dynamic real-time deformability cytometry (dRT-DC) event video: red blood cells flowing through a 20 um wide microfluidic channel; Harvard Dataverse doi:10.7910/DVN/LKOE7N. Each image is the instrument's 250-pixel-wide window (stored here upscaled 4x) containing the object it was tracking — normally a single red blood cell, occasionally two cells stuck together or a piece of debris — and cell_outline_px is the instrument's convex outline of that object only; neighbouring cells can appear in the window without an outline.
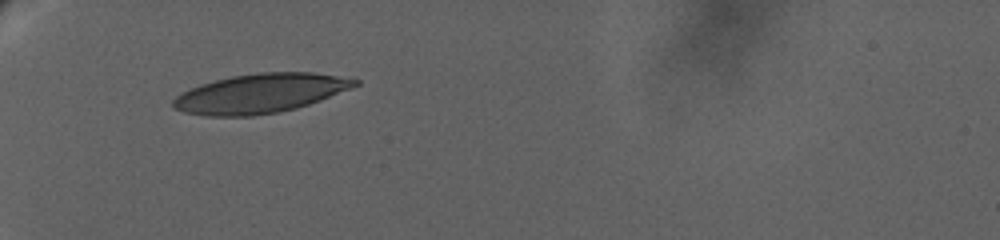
{"species": "human", "species_latin": "Homo sapiens", "temperature_condition": "warm", "stored_images_in_passage": 50, "camera_frame_rate_fps": 3000, "um_per_image_px": 0.085, "donor": {"sex": "female"}, "frame": {"image": 1, "passage_image": 1, "time_ms": 0.0, "image_size_px": [1000, 240], "cell_outline_px": [[360, 84], [320, 100], [296, 108], [280, 112], [252, 116], [204, 116], [184, 112], [172, 108], [172, 100], [180, 92], [200, 84], [232, 76], [256, 72], [312, 72], [360, 80]], "centroid_in_image_um": [22.06, 7.94], "position_along_channel_um": 62.9, "area_um2": 41.56}}
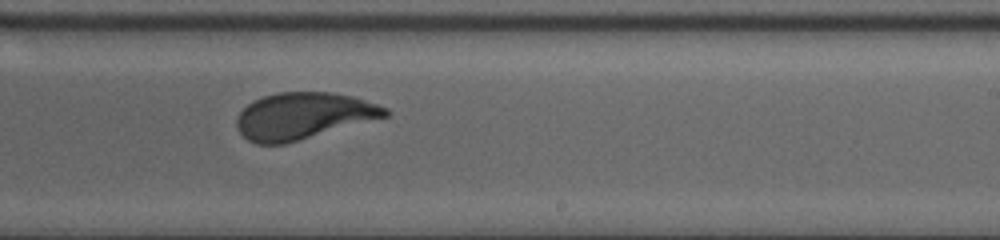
{"frame": {"image": 2, "passage_image": 25, "time_ms": 7.667, "image_size_px": [1000, 240], "cell_outline_px": [[392, 112], [388, 116], [284, 144], [256, 144], [248, 140], [236, 128], [236, 120], [240, 112], [248, 104], [264, 96], [280, 92], [332, 92], [352, 96], [388, 108]], "centroid_in_image_um": [25.78, 9.85], "position_along_channel_um": 263.2, "area_um2": 40.06}}
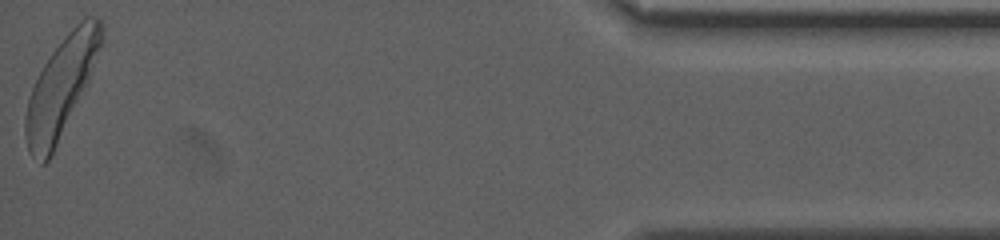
{"frame": {"image": 3, "passage_image": 50, "time_ms": 15.667, "image_size_px": [1000, 240], "cell_outline_px": [[104, 40], [88, 84], [52, 156], [44, 164], [40, 164], [28, 152], [24, 132], [24, 116], [28, 100], [32, 88], [44, 64], [52, 52], [68, 32], [80, 20], [88, 16], [96, 16], [104, 24]], "centroid_in_image_um": [5.22, 7.42], "position_along_channel_um": 430.0, "area_um2": 44.16}, "authors_computed_cell_mechanics": {"area_um2": 41.0958, "velocity_mm_per_s": 2.881, "shape_relaxation_time_tau1_ms": 3.4458, "shape_relaxation_time_tau2_ms": null, "deformation_change_tau1": 0.169, "deformation_change_tau2": null}}